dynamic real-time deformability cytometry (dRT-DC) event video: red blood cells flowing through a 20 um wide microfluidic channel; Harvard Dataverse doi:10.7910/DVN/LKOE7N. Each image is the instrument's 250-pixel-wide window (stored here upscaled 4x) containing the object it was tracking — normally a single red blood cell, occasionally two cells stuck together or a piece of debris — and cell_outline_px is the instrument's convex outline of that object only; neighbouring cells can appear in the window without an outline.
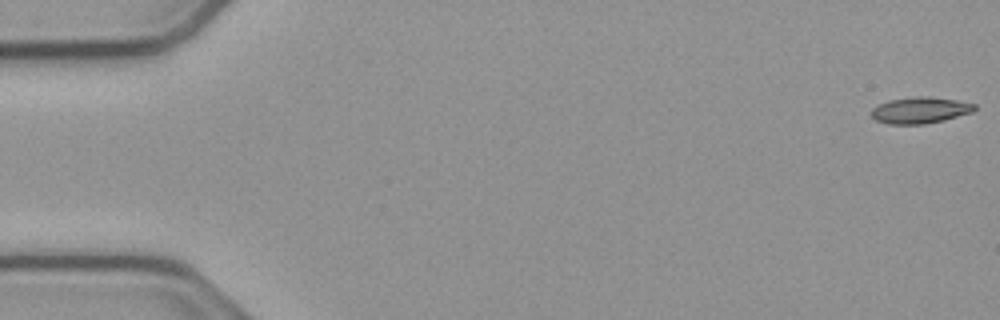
{"species": "common noctule bat (a hibernating species)", "species_latin": "Nyctalus noctula", "temperature_condition": "cold", "stored_images_in_passage": 54, "camera_frame_rate_fps": 3000, "um_per_image_px": 0.085, "animal": {"sex": "male", "body_mass_g": 23.1, "forearm_length_mm": 52.7}, "frame": {"image": 1, "passage_image": 1, "time_ms": 0.0, "image_size_px": [1000, 320], "cell_outline_px": [[976, 108], [972, 112], [944, 120], [924, 124], [888, 124], [876, 120], [872, 116], [872, 108], [888, 100], [916, 96], [928, 96], [956, 100], [976, 104]], "centroid_in_image_um": [78.21, 9.36], "position_along_channel_um": 6.8, "area_um2": 15.78}}
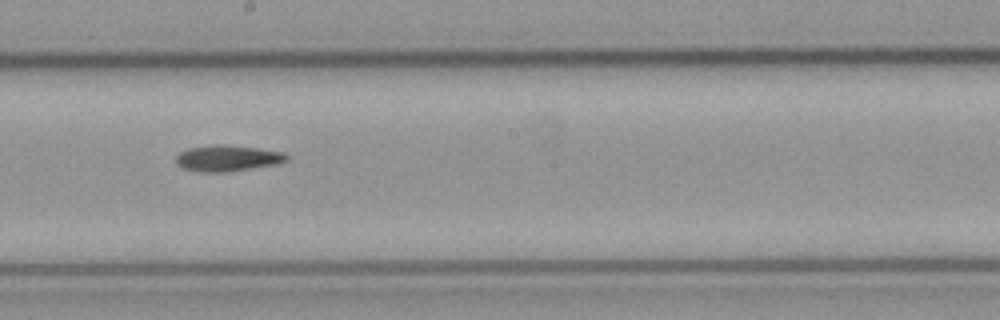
{"frame": {"image": 2, "passage_image": 30, "time_ms": 9.667, "image_size_px": [1000, 320], "cell_outline_px": [[288, 160], [280, 164], [228, 172], [200, 172], [180, 168], [176, 164], [176, 156], [180, 152], [188, 148], [216, 144], [220, 144], [256, 148], [284, 152], [288, 156]], "centroid_in_image_um": [19.34, 13.46], "position_along_channel_um": 228.9, "area_um2": 17.05}}
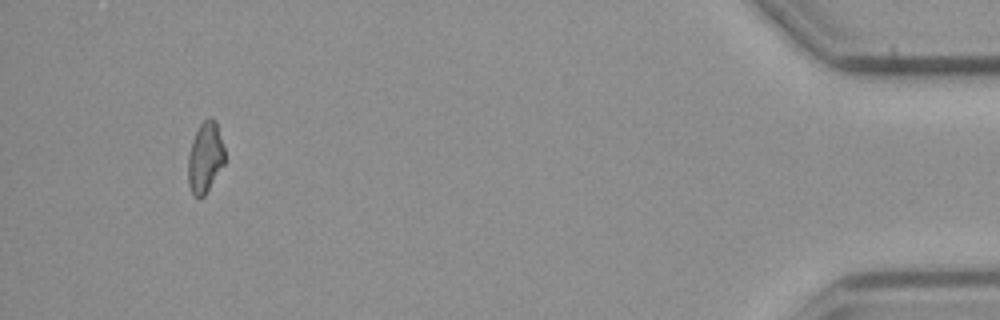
{"frame": {"image": 3, "passage_image": 51, "time_ms": 16.667, "image_size_px": [1000, 320], "cell_outline_px": [[224, 164], [204, 196], [192, 196], [188, 184], [188, 152], [192, 140], [200, 124], [208, 116], [212, 116], [216, 120], [224, 148]], "centroid_in_image_um": [17.43, 13.36], "position_along_channel_um": 417.8, "area_um2": 15.2}}